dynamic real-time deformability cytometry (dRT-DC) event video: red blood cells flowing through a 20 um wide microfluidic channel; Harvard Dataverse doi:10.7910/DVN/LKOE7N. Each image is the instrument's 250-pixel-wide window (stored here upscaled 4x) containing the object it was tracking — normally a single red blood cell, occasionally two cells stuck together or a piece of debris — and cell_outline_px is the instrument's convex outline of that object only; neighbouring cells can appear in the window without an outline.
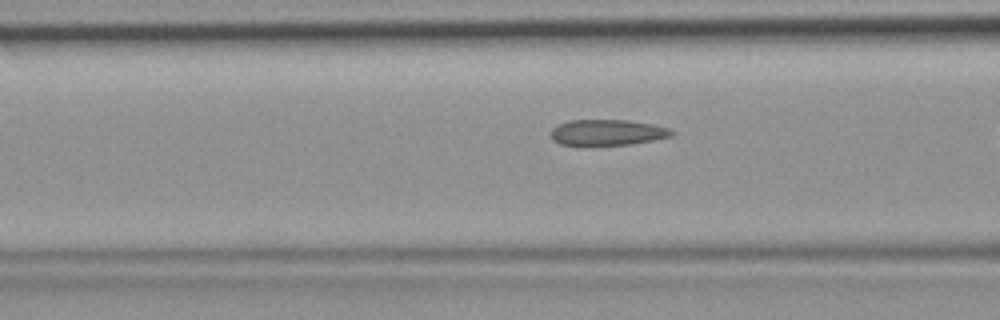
{"species": "common noctule bat (a hibernating species)", "species_latin": "Nyctalus noctula", "temperature_condition": "room temperature", "stored_images_in_passage": 18, "camera_frame_rate_fps": 3000, "um_per_image_px": 0.085, "animal": {"sex": "female", "body_mass_g": 19.9}, "frame": {"image": 1, "passage_image": 16, "time_ms": 5.0, "image_size_px": [1000, 320], "cell_outline_px": [[676, 132], [672, 136], [632, 144], [560, 144], [552, 140], [552, 128], [556, 124], [568, 120], [628, 120], [652, 124], [668, 128]], "centroid_in_image_um": [51.63, 11.24], "position_along_channel_um": 115.0, "area_um2": 17.98}}